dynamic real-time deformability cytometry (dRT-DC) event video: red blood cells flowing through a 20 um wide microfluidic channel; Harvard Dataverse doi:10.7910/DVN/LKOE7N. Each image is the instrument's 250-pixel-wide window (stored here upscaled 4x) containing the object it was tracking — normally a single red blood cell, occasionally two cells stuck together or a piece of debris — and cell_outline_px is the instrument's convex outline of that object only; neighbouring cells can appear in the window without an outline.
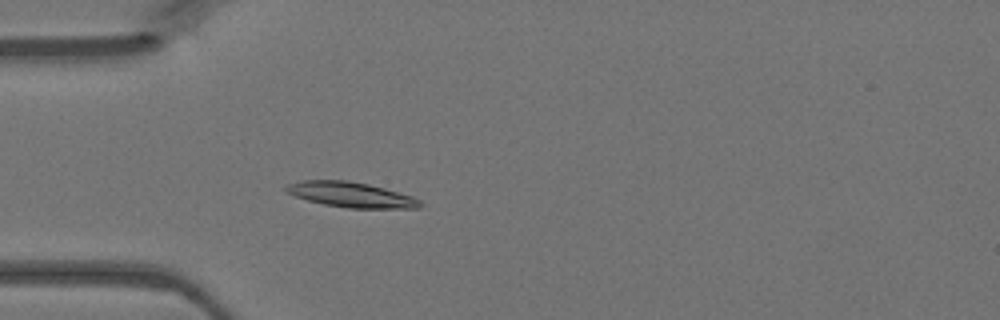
{"species": "Egyptian fruit bat (a non-hibernating species)", "species_latin": "Rousettus aegyptiacus", "temperature_condition": "warm", "stored_images_in_passage": 39, "camera_frame_rate_fps": 3000, "um_per_image_px": 0.085, "animal": {"sex": "female"}, "frame": {"image": 1, "passage_image": 5, "time_ms": 1.333, "image_size_px": [1000, 320], "cell_outline_px": [[424, 204], [420, 208], [348, 208], [324, 204], [308, 200], [284, 192], [284, 188], [288, 184], [300, 180], [348, 180], [368, 184], [384, 188], [412, 196], [420, 200]], "centroid_in_image_um": [29.83, 16.54], "position_along_channel_um": 55.2, "area_um2": 19.71}}
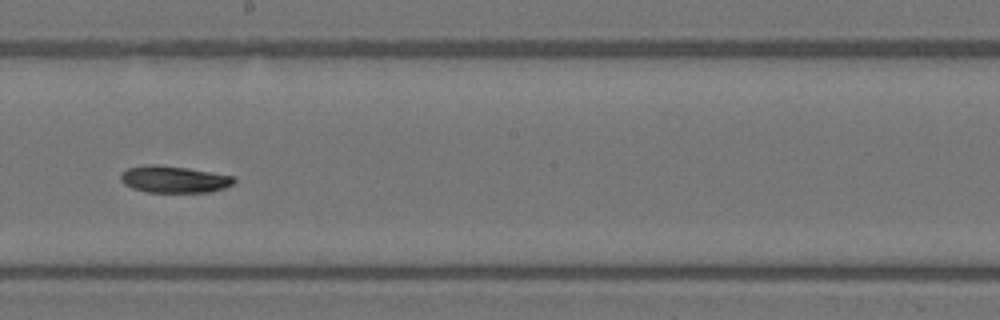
{"frame": {"image": 2, "passage_image": 18, "time_ms": 5.667, "image_size_px": [1000, 320], "cell_outline_px": [[236, 180], [232, 184], [224, 188], [208, 192], [148, 192], [132, 188], [124, 184], [120, 180], [120, 172], [128, 168], [148, 164], [156, 164], [188, 168], [236, 176]], "centroid_in_image_um": [14.78, 15.23], "position_along_channel_um": 233.4, "area_um2": 17.86}}
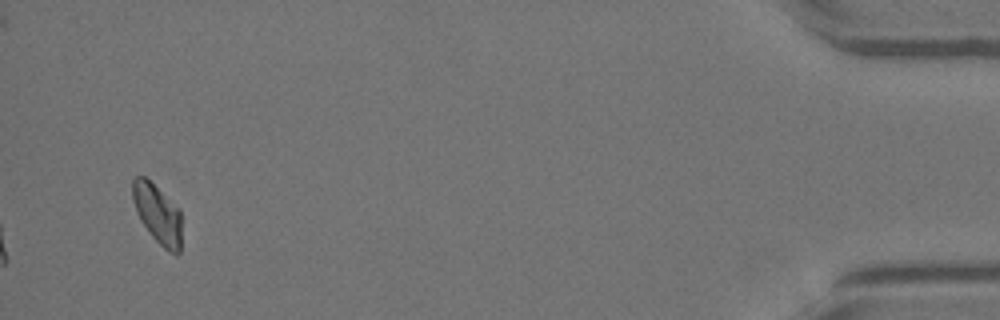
{"frame": {"image": 3, "passage_image": 37, "time_ms": 12.0, "image_size_px": [1000, 320], "cell_outline_px": [[180, 252], [176, 256], [168, 252], [152, 236], [140, 220], [136, 212], [132, 200], [132, 180], [136, 176], [144, 176], [180, 208]], "centroid_in_image_um": [13.38, 18.18], "position_along_channel_um": 421.8, "area_um2": 16.94}}